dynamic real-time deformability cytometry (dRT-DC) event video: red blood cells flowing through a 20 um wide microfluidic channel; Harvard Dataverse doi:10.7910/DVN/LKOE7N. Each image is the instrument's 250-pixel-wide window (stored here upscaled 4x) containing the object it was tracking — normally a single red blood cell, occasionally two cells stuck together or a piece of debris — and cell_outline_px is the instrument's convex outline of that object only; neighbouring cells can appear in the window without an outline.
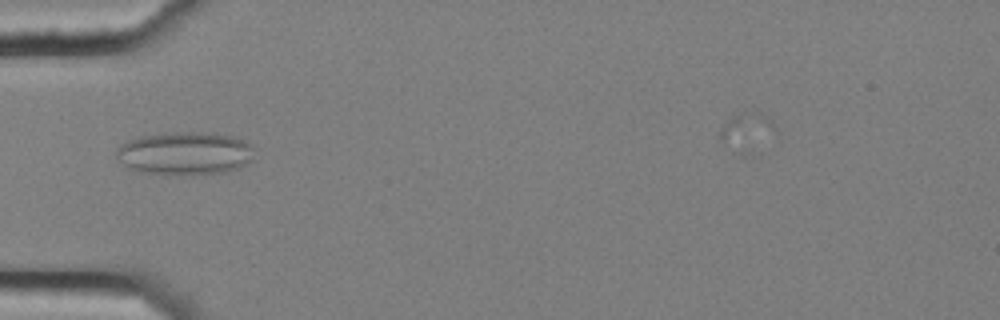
{"species": "common noctule bat (a hibernating species)", "species_latin": "Nyctalus noctula", "temperature_condition": "cold", "stored_images_in_passage": 6, "camera_frame_rate_fps": 3000, "um_per_image_px": 0.085, "animal": {"sex": "female", "body_mass_g": 25.1}, "frame": {"image": 1, "passage_image": 4, "time_ms": 1.0, "image_size_px": [1000, 320], "cell_outline_px": [[256, 160], [240, 168], [224, 172], [168, 176], [140, 172], [128, 168], [116, 156], [116, 148], [120, 144], [140, 136], [172, 132], [200, 132], [232, 136], [244, 140], [252, 144]], "centroid_in_image_um": [15.75, 13.05], "position_along_channel_um": 69.2, "area_um2": 35.32}}